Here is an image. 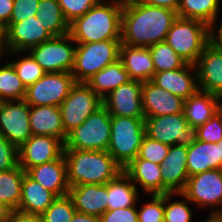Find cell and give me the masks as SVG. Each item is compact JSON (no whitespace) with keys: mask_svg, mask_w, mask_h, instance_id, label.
<instances>
[{"mask_svg":"<svg viewBox=\"0 0 222 222\" xmlns=\"http://www.w3.org/2000/svg\"><path fill=\"white\" fill-rule=\"evenodd\" d=\"M177 11L142 1L122 8L121 44L146 47L165 41Z\"/></svg>","mask_w":222,"mask_h":222,"instance_id":"cell-1","label":"cell"},{"mask_svg":"<svg viewBox=\"0 0 222 222\" xmlns=\"http://www.w3.org/2000/svg\"><path fill=\"white\" fill-rule=\"evenodd\" d=\"M63 155L70 187L107 184L123 172V168L107 151L64 149Z\"/></svg>","mask_w":222,"mask_h":222,"instance_id":"cell-2","label":"cell"},{"mask_svg":"<svg viewBox=\"0 0 222 222\" xmlns=\"http://www.w3.org/2000/svg\"><path fill=\"white\" fill-rule=\"evenodd\" d=\"M122 6L99 0L83 16L69 24L75 43L121 40Z\"/></svg>","mask_w":222,"mask_h":222,"instance_id":"cell-3","label":"cell"},{"mask_svg":"<svg viewBox=\"0 0 222 222\" xmlns=\"http://www.w3.org/2000/svg\"><path fill=\"white\" fill-rule=\"evenodd\" d=\"M145 118L111 116V135L107 152L124 169L137 155L146 136Z\"/></svg>","mask_w":222,"mask_h":222,"instance_id":"cell-4","label":"cell"},{"mask_svg":"<svg viewBox=\"0 0 222 222\" xmlns=\"http://www.w3.org/2000/svg\"><path fill=\"white\" fill-rule=\"evenodd\" d=\"M211 27L196 19L178 17L166 36V43L187 63L195 64L211 42Z\"/></svg>","mask_w":222,"mask_h":222,"instance_id":"cell-5","label":"cell"},{"mask_svg":"<svg viewBox=\"0 0 222 222\" xmlns=\"http://www.w3.org/2000/svg\"><path fill=\"white\" fill-rule=\"evenodd\" d=\"M71 71L76 82H86L94 74L119 60L121 40L76 43Z\"/></svg>","mask_w":222,"mask_h":222,"instance_id":"cell-6","label":"cell"},{"mask_svg":"<svg viewBox=\"0 0 222 222\" xmlns=\"http://www.w3.org/2000/svg\"><path fill=\"white\" fill-rule=\"evenodd\" d=\"M111 135V115L102 106L67 134L64 149L107 151Z\"/></svg>","mask_w":222,"mask_h":222,"instance_id":"cell-7","label":"cell"},{"mask_svg":"<svg viewBox=\"0 0 222 222\" xmlns=\"http://www.w3.org/2000/svg\"><path fill=\"white\" fill-rule=\"evenodd\" d=\"M146 136L163 144L192 146L198 141L197 127L187 123L184 113L145 117Z\"/></svg>","mask_w":222,"mask_h":222,"instance_id":"cell-8","label":"cell"},{"mask_svg":"<svg viewBox=\"0 0 222 222\" xmlns=\"http://www.w3.org/2000/svg\"><path fill=\"white\" fill-rule=\"evenodd\" d=\"M102 106V99L85 82H76L59 106L65 133L81 125Z\"/></svg>","mask_w":222,"mask_h":222,"instance_id":"cell-9","label":"cell"},{"mask_svg":"<svg viewBox=\"0 0 222 222\" xmlns=\"http://www.w3.org/2000/svg\"><path fill=\"white\" fill-rule=\"evenodd\" d=\"M76 81L69 72L45 73L36 83L26 87L24 101L30 106H60Z\"/></svg>","mask_w":222,"mask_h":222,"instance_id":"cell-10","label":"cell"},{"mask_svg":"<svg viewBox=\"0 0 222 222\" xmlns=\"http://www.w3.org/2000/svg\"><path fill=\"white\" fill-rule=\"evenodd\" d=\"M70 34L53 36L49 40L32 47L28 52L46 72H69L74 65L76 46Z\"/></svg>","mask_w":222,"mask_h":222,"instance_id":"cell-11","label":"cell"},{"mask_svg":"<svg viewBox=\"0 0 222 222\" xmlns=\"http://www.w3.org/2000/svg\"><path fill=\"white\" fill-rule=\"evenodd\" d=\"M0 102V134L19 148L31 136L30 105L24 100Z\"/></svg>","mask_w":222,"mask_h":222,"instance_id":"cell-12","label":"cell"},{"mask_svg":"<svg viewBox=\"0 0 222 222\" xmlns=\"http://www.w3.org/2000/svg\"><path fill=\"white\" fill-rule=\"evenodd\" d=\"M182 198L201 207L222 205V170L212 169L188 178Z\"/></svg>","mask_w":222,"mask_h":222,"instance_id":"cell-13","label":"cell"},{"mask_svg":"<svg viewBox=\"0 0 222 222\" xmlns=\"http://www.w3.org/2000/svg\"><path fill=\"white\" fill-rule=\"evenodd\" d=\"M64 153V142L49 135H32L18 148V165L26 172L36 165L59 159Z\"/></svg>","mask_w":222,"mask_h":222,"instance_id":"cell-14","label":"cell"},{"mask_svg":"<svg viewBox=\"0 0 222 222\" xmlns=\"http://www.w3.org/2000/svg\"><path fill=\"white\" fill-rule=\"evenodd\" d=\"M111 116L145 118L142 108V82L130 80L102 99Z\"/></svg>","mask_w":222,"mask_h":222,"instance_id":"cell-15","label":"cell"},{"mask_svg":"<svg viewBox=\"0 0 222 222\" xmlns=\"http://www.w3.org/2000/svg\"><path fill=\"white\" fill-rule=\"evenodd\" d=\"M41 23V19L31 16L18 23H9L6 27L7 53L28 52L32 47L49 40L53 36Z\"/></svg>","mask_w":222,"mask_h":222,"instance_id":"cell-16","label":"cell"},{"mask_svg":"<svg viewBox=\"0 0 222 222\" xmlns=\"http://www.w3.org/2000/svg\"><path fill=\"white\" fill-rule=\"evenodd\" d=\"M188 147L172 145L161 164L162 194L182 193L189 175L187 172Z\"/></svg>","mask_w":222,"mask_h":222,"instance_id":"cell-17","label":"cell"},{"mask_svg":"<svg viewBox=\"0 0 222 222\" xmlns=\"http://www.w3.org/2000/svg\"><path fill=\"white\" fill-rule=\"evenodd\" d=\"M199 90L222 96V50L209 43L195 63Z\"/></svg>","mask_w":222,"mask_h":222,"instance_id":"cell-18","label":"cell"},{"mask_svg":"<svg viewBox=\"0 0 222 222\" xmlns=\"http://www.w3.org/2000/svg\"><path fill=\"white\" fill-rule=\"evenodd\" d=\"M184 100L167 90L158 87L152 81L142 82V108L145 117L183 112Z\"/></svg>","mask_w":222,"mask_h":222,"instance_id":"cell-19","label":"cell"},{"mask_svg":"<svg viewBox=\"0 0 222 222\" xmlns=\"http://www.w3.org/2000/svg\"><path fill=\"white\" fill-rule=\"evenodd\" d=\"M68 196L76 212L100 217L107 211L108 183L75 185L70 187Z\"/></svg>","mask_w":222,"mask_h":222,"instance_id":"cell-20","label":"cell"},{"mask_svg":"<svg viewBox=\"0 0 222 222\" xmlns=\"http://www.w3.org/2000/svg\"><path fill=\"white\" fill-rule=\"evenodd\" d=\"M26 174L57 197L68 195L67 166L64 155L59 159L29 168Z\"/></svg>","mask_w":222,"mask_h":222,"instance_id":"cell-21","label":"cell"},{"mask_svg":"<svg viewBox=\"0 0 222 222\" xmlns=\"http://www.w3.org/2000/svg\"><path fill=\"white\" fill-rule=\"evenodd\" d=\"M192 69L196 70L195 64L186 63L179 69L156 72L151 81L173 95L188 99L199 90L197 72L193 78Z\"/></svg>","mask_w":222,"mask_h":222,"instance_id":"cell-22","label":"cell"},{"mask_svg":"<svg viewBox=\"0 0 222 222\" xmlns=\"http://www.w3.org/2000/svg\"><path fill=\"white\" fill-rule=\"evenodd\" d=\"M119 60L128 72L130 79L141 82L153 79L155 67L149 48L121 44Z\"/></svg>","mask_w":222,"mask_h":222,"instance_id":"cell-23","label":"cell"},{"mask_svg":"<svg viewBox=\"0 0 222 222\" xmlns=\"http://www.w3.org/2000/svg\"><path fill=\"white\" fill-rule=\"evenodd\" d=\"M32 135H49L66 141L61 111L58 106H30Z\"/></svg>","mask_w":222,"mask_h":222,"instance_id":"cell-24","label":"cell"},{"mask_svg":"<svg viewBox=\"0 0 222 222\" xmlns=\"http://www.w3.org/2000/svg\"><path fill=\"white\" fill-rule=\"evenodd\" d=\"M221 103L220 96L198 90L184 100L183 113L187 123L195 127L203 125L221 109Z\"/></svg>","mask_w":222,"mask_h":222,"instance_id":"cell-25","label":"cell"},{"mask_svg":"<svg viewBox=\"0 0 222 222\" xmlns=\"http://www.w3.org/2000/svg\"><path fill=\"white\" fill-rule=\"evenodd\" d=\"M56 198L57 196L53 192L45 189L25 173L17 210L27 214L42 215Z\"/></svg>","mask_w":222,"mask_h":222,"instance_id":"cell-26","label":"cell"},{"mask_svg":"<svg viewBox=\"0 0 222 222\" xmlns=\"http://www.w3.org/2000/svg\"><path fill=\"white\" fill-rule=\"evenodd\" d=\"M212 169L221 170L220 142L206 143L198 140L188 147L187 172L189 177Z\"/></svg>","mask_w":222,"mask_h":222,"instance_id":"cell-27","label":"cell"},{"mask_svg":"<svg viewBox=\"0 0 222 222\" xmlns=\"http://www.w3.org/2000/svg\"><path fill=\"white\" fill-rule=\"evenodd\" d=\"M161 165L145 159H134L123 173L134 183H139L146 193L162 195Z\"/></svg>","mask_w":222,"mask_h":222,"instance_id":"cell-28","label":"cell"},{"mask_svg":"<svg viewBox=\"0 0 222 222\" xmlns=\"http://www.w3.org/2000/svg\"><path fill=\"white\" fill-rule=\"evenodd\" d=\"M130 80L122 62L117 60L94 74L85 83L103 99L120 85Z\"/></svg>","mask_w":222,"mask_h":222,"instance_id":"cell-29","label":"cell"},{"mask_svg":"<svg viewBox=\"0 0 222 222\" xmlns=\"http://www.w3.org/2000/svg\"><path fill=\"white\" fill-rule=\"evenodd\" d=\"M137 192L136 185L122 172L115 180L108 182L107 210L134 206Z\"/></svg>","mask_w":222,"mask_h":222,"instance_id":"cell-30","label":"cell"},{"mask_svg":"<svg viewBox=\"0 0 222 222\" xmlns=\"http://www.w3.org/2000/svg\"><path fill=\"white\" fill-rule=\"evenodd\" d=\"M38 19L42 26L52 36H61L69 33V23L66 21L58 0H40L37 7Z\"/></svg>","mask_w":222,"mask_h":222,"instance_id":"cell-31","label":"cell"},{"mask_svg":"<svg viewBox=\"0 0 222 222\" xmlns=\"http://www.w3.org/2000/svg\"><path fill=\"white\" fill-rule=\"evenodd\" d=\"M220 0H181L178 17L200 20L210 27L215 26Z\"/></svg>","mask_w":222,"mask_h":222,"instance_id":"cell-32","label":"cell"},{"mask_svg":"<svg viewBox=\"0 0 222 222\" xmlns=\"http://www.w3.org/2000/svg\"><path fill=\"white\" fill-rule=\"evenodd\" d=\"M26 172L17 165L15 168L0 172V201L17 210L21 197L23 176Z\"/></svg>","mask_w":222,"mask_h":222,"instance_id":"cell-33","label":"cell"},{"mask_svg":"<svg viewBox=\"0 0 222 222\" xmlns=\"http://www.w3.org/2000/svg\"><path fill=\"white\" fill-rule=\"evenodd\" d=\"M25 93L26 87L11 62L0 67V102L24 100Z\"/></svg>","mask_w":222,"mask_h":222,"instance_id":"cell-34","label":"cell"},{"mask_svg":"<svg viewBox=\"0 0 222 222\" xmlns=\"http://www.w3.org/2000/svg\"><path fill=\"white\" fill-rule=\"evenodd\" d=\"M156 72L182 68L187 62L162 41L149 47Z\"/></svg>","mask_w":222,"mask_h":222,"instance_id":"cell-35","label":"cell"},{"mask_svg":"<svg viewBox=\"0 0 222 222\" xmlns=\"http://www.w3.org/2000/svg\"><path fill=\"white\" fill-rule=\"evenodd\" d=\"M76 210L68 195L57 197L41 215L43 222H71Z\"/></svg>","mask_w":222,"mask_h":222,"instance_id":"cell-36","label":"cell"},{"mask_svg":"<svg viewBox=\"0 0 222 222\" xmlns=\"http://www.w3.org/2000/svg\"><path fill=\"white\" fill-rule=\"evenodd\" d=\"M25 87L36 83L46 72L28 52V56L11 63Z\"/></svg>","mask_w":222,"mask_h":222,"instance_id":"cell-37","label":"cell"},{"mask_svg":"<svg viewBox=\"0 0 222 222\" xmlns=\"http://www.w3.org/2000/svg\"><path fill=\"white\" fill-rule=\"evenodd\" d=\"M169 147V145L152 140L148 136H145L135 159H145L161 165L169 152Z\"/></svg>","mask_w":222,"mask_h":222,"instance_id":"cell-38","label":"cell"},{"mask_svg":"<svg viewBox=\"0 0 222 222\" xmlns=\"http://www.w3.org/2000/svg\"><path fill=\"white\" fill-rule=\"evenodd\" d=\"M198 140L206 143H218L222 140V109L207 122L197 127Z\"/></svg>","mask_w":222,"mask_h":222,"instance_id":"cell-39","label":"cell"},{"mask_svg":"<svg viewBox=\"0 0 222 222\" xmlns=\"http://www.w3.org/2000/svg\"><path fill=\"white\" fill-rule=\"evenodd\" d=\"M172 193L164 194V222H190L192 211L186 201H175L166 205Z\"/></svg>","mask_w":222,"mask_h":222,"instance_id":"cell-40","label":"cell"},{"mask_svg":"<svg viewBox=\"0 0 222 222\" xmlns=\"http://www.w3.org/2000/svg\"><path fill=\"white\" fill-rule=\"evenodd\" d=\"M151 199L137 211L138 222H164V194L152 195Z\"/></svg>","mask_w":222,"mask_h":222,"instance_id":"cell-41","label":"cell"},{"mask_svg":"<svg viewBox=\"0 0 222 222\" xmlns=\"http://www.w3.org/2000/svg\"><path fill=\"white\" fill-rule=\"evenodd\" d=\"M99 0H58L66 21L70 24L83 16Z\"/></svg>","mask_w":222,"mask_h":222,"instance_id":"cell-42","label":"cell"},{"mask_svg":"<svg viewBox=\"0 0 222 222\" xmlns=\"http://www.w3.org/2000/svg\"><path fill=\"white\" fill-rule=\"evenodd\" d=\"M18 165V148L0 134V172Z\"/></svg>","mask_w":222,"mask_h":222,"instance_id":"cell-43","label":"cell"},{"mask_svg":"<svg viewBox=\"0 0 222 222\" xmlns=\"http://www.w3.org/2000/svg\"><path fill=\"white\" fill-rule=\"evenodd\" d=\"M40 0H14L13 11L9 23H18L37 15Z\"/></svg>","mask_w":222,"mask_h":222,"instance_id":"cell-44","label":"cell"},{"mask_svg":"<svg viewBox=\"0 0 222 222\" xmlns=\"http://www.w3.org/2000/svg\"><path fill=\"white\" fill-rule=\"evenodd\" d=\"M135 205L122 209L107 210L100 218L102 222H138Z\"/></svg>","mask_w":222,"mask_h":222,"instance_id":"cell-45","label":"cell"},{"mask_svg":"<svg viewBox=\"0 0 222 222\" xmlns=\"http://www.w3.org/2000/svg\"><path fill=\"white\" fill-rule=\"evenodd\" d=\"M13 4L14 0H0V23L5 27L9 25Z\"/></svg>","mask_w":222,"mask_h":222,"instance_id":"cell-46","label":"cell"},{"mask_svg":"<svg viewBox=\"0 0 222 222\" xmlns=\"http://www.w3.org/2000/svg\"><path fill=\"white\" fill-rule=\"evenodd\" d=\"M9 222H43L41 215L27 214L13 210Z\"/></svg>","mask_w":222,"mask_h":222,"instance_id":"cell-47","label":"cell"},{"mask_svg":"<svg viewBox=\"0 0 222 222\" xmlns=\"http://www.w3.org/2000/svg\"><path fill=\"white\" fill-rule=\"evenodd\" d=\"M151 6L166 7L177 11L181 0H140Z\"/></svg>","mask_w":222,"mask_h":222,"instance_id":"cell-48","label":"cell"},{"mask_svg":"<svg viewBox=\"0 0 222 222\" xmlns=\"http://www.w3.org/2000/svg\"><path fill=\"white\" fill-rule=\"evenodd\" d=\"M71 222H102L99 216L75 212Z\"/></svg>","mask_w":222,"mask_h":222,"instance_id":"cell-49","label":"cell"},{"mask_svg":"<svg viewBox=\"0 0 222 222\" xmlns=\"http://www.w3.org/2000/svg\"><path fill=\"white\" fill-rule=\"evenodd\" d=\"M216 27H211V36H210V40L211 43H213L218 49L222 50V21H221V26L220 28H218L217 32V36H215V31ZM217 38V39H216Z\"/></svg>","mask_w":222,"mask_h":222,"instance_id":"cell-50","label":"cell"},{"mask_svg":"<svg viewBox=\"0 0 222 222\" xmlns=\"http://www.w3.org/2000/svg\"><path fill=\"white\" fill-rule=\"evenodd\" d=\"M13 209L0 201V222H9Z\"/></svg>","mask_w":222,"mask_h":222,"instance_id":"cell-51","label":"cell"},{"mask_svg":"<svg viewBox=\"0 0 222 222\" xmlns=\"http://www.w3.org/2000/svg\"><path fill=\"white\" fill-rule=\"evenodd\" d=\"M3 50L8 52L6 27L0 23V56Z\"/></svg>","mask_w":222,"mask_h":222,"instance_id":"cell-52","label":"cell"},{"mask_svg":"<svg viewBox=\"0 0 222 222\" xmlns=\"http://www.w3.org/2000/svg\"><path fill=\"white\" fill-rule=\"evenodd\" d=\"M209 218L204 222H222V207L217 209V211H212Z\"/></svg>","mask_w":222,"mask_h":222,"instance_id":"cell-53","label":"cell"},{"mask_svg":"<svg viewBox=\"0 0 222 222\" xmlns=\"http://www.w3.org/2000/svg\"><path fill=\"white\" fill-rule=\"evenodd\" d=\"M138 1H140V0H118V1L113 0V3L124 7V6H127V5L134 4Z\"/></svg>","mask_w":222,"mask_h":222,"instance_id":"cell-54","label":"cell"},{"mask_svg":"<svg viewBox=\"0 0 222 222\" xmlns=\"http://www.w3.org/2000/svg\"><path fill=\"white\" fill-rule=\"evenodd\" d=\"M220 152H221V170H222V140L220 141Z\"/></svg>","mask_w":222,"mask_h":222,"instance_id":"cell-55","label":"cell"}]
</instances>
